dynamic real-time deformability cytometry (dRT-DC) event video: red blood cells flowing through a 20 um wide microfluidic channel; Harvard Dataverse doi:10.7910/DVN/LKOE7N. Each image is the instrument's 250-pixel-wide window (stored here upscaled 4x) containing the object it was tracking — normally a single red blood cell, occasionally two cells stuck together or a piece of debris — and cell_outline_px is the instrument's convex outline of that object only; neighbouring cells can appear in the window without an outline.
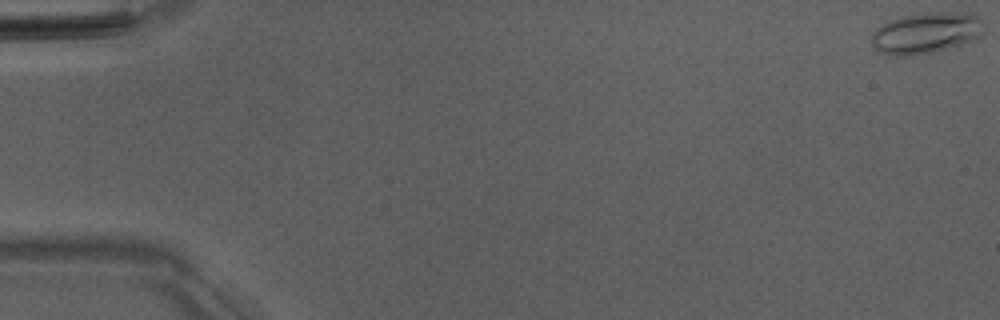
{"species": "Egyptian fruit bat (a non-hibernating species)", "species_latin": "Rousettus aegyptiacus", "temperature_condition": "room temperature", "stored_images_in_passage": 53, "camera_frame_rate_fps": 3000, "um_per_image_px": 0.085, "animal": {"sex": "male"}, "frame": {"image": 1, "passage_image": 1, "time_ms": 0.0, "image_size_px": [1000, 320], "cell_outline_px": [[984, 32], [972, 40], [948, 48], [932, 52], [908, 56], [892, 56], [880, 52], [872, 44], [872, 32], [876, 28], [892, 20], [904, 16], [920, 12], [968, 12], [984, 20]], "centroid_in_image_um": [78.74, 2.79], "position_along_channel_um": 6.3, "area_um2": 26.99}}
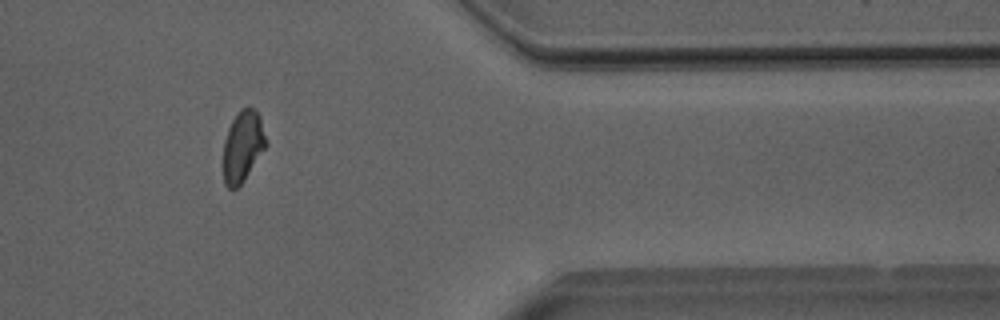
{"frame": {"image": 2, "passage_image": 44, "time_ms": 14.333, "image_size_px": [1000, 320], "cell_outline_px": [[268, 144], [244, 180], [236, 188], [228, 188], [224, 184], [224, 140], [228, 128], [232, 120], [240, 108], [248, 104], [260, 116], [268, 140]], "centroid_in_image_um": [20.66, 12.38], "position_along_channel_um": 390.7, "area_um2": 17.86}}
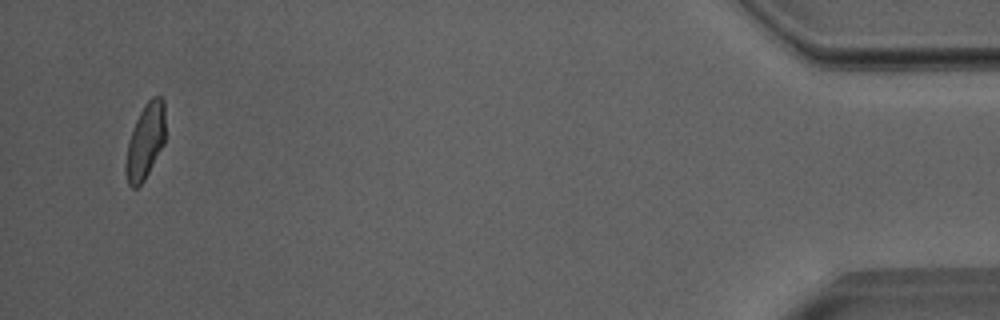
{"frame": {"image": 3, "passage_image": 51, "time_ms": 16.667, "image_size_px": [1000, 320], "cell_outline_px": [[164, 144], [144, 180], [136, 188], [132, 188], [128, 184], [124, 172], [124, 164], [128, 140], [136, 120], [144, 104], [152, 96], [160, 96], [164, 100]], "centroid_in_image_um": [12.32, 12.03], "position_along_channel_um": 422.9, "area_um2": 17.46}, "authors_computed_cell_mechanics": {"area_um2": 18.6694, "velocity_mm_per_s": 3.9824, "shape_relaxation_time_tau1_ms": 10.7902, "shape_relaxation_time_tau2_ms": 4.7511, "deformation_change_tau1": 0.2288, "deformation_change_tau2": 0.0988}}